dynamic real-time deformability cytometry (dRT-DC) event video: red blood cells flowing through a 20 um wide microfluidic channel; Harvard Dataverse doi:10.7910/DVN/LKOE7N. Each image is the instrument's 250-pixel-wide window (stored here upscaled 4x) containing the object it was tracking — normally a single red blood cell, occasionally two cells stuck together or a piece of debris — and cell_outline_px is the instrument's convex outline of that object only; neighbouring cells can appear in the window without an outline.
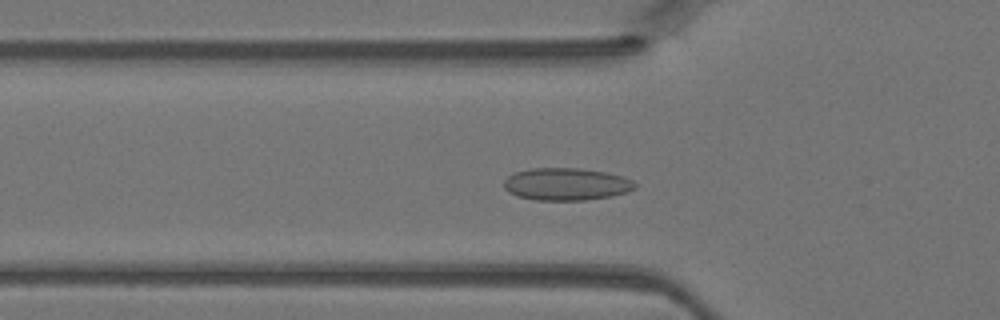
{"species": "Egyptian fruit bat (a non-hibernating species)", "species_latin": "Rousettus aegyptiacus", "temperature_condition": "warm", "stored_images_in_passage": 34, "camera_frame_rate_fps": 3000, "um_per_image_px": 0.085, "animal": {"sex": "female"}, "frame": {"image": 1, "passage_image": 3, "time_ms": 0.667, "image_size_px": [1000, 320], "cell_outline_px": [[636, 188], [628, 192], [612, 196], [584, 200], [536, 200], [516, 196], [508, 192], [504, 188], [504, 180], [512, 172], [528, 168], [580, 168], [608, 172], [624, 176], [632, 180], [636, 184]], "centroid_in_image_um": [48.13, 15.64], "position_along_channel_um": 77.7, "area_um2": 25.14}}
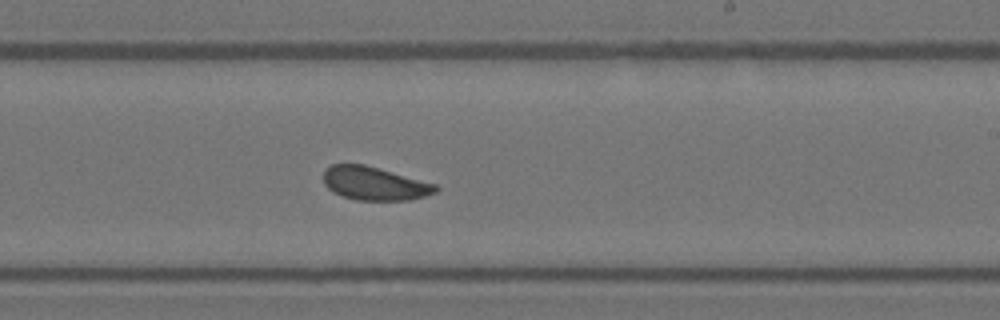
{"frame": {"image": 2, "passage_image": 15, "time_ms": 4.667, "image_size_px": [1000, 320], "cell_outline_px": [[440, 188], [436, 192], [424, 196], [408, 200], [356, 200], [332, 192], [324, 184], [324, 168], [332, 164], [364, 164], [436, 184]], "centroid_in_image_um": [31.81, 15.59], "position_along_channel_um": 257.2, "area_um2": 21.79}}
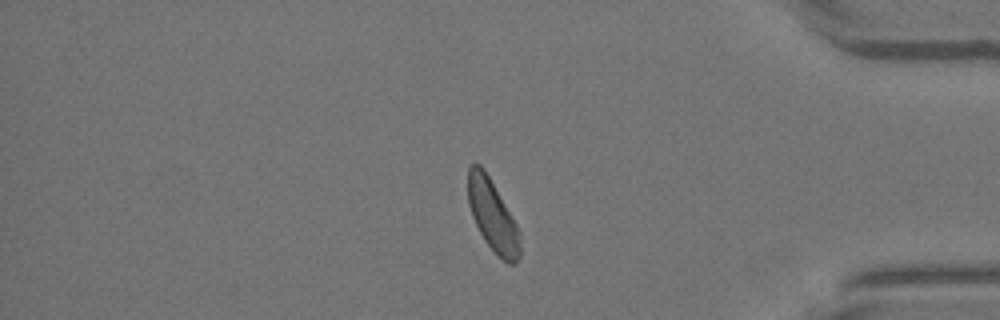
{"frame": {"image": 3, "passage_image": 26, "time_ms": 8.333, "image_size_px": [1000, 320], "cell_outline_px": [[520, 256], [516, 264], [508, 264], [484, 240], [472, 216], [468, 204], [468, 168], [472, 164], [480, 164], [484, 168], [516, 224], [520, 232]], "centroid_in_image_um": [41.87, 18.32], "position_along_channel_um": 393.3, "area_um2": 21.33}}